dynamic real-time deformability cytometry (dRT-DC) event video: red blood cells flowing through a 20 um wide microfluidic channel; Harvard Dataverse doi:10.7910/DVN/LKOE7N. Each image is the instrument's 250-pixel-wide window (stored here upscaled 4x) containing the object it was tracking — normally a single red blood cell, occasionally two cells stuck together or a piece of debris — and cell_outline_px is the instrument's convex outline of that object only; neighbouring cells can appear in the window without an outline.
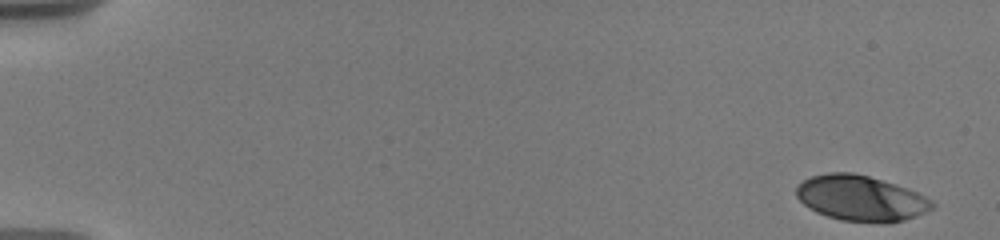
{"species": "human", "species_latin": "Homo sapiens", "temperature_condition": "warm", "stored_images_in_passage": 13, "camera_frame_rate_fps": 3000, "um_per_image_px": 0.085, "donor": {"sex": "male"}, "frame": {"image": 1, "passage_image": 1, "time_ms": 0.0, "image_size_px": [1000, 240], "cell_outline_px": [[936, 204], [932, 208], [916, 216], [904, 220], [888, 224], [880, 224], [840, 220], [816, 212], [808, 208], [796, 196], [796, 184], [812, 176], [828, 172], [852, 172], [868, 176], [896, 184], [908, 188], [932, 200]], "centroid_in_image_um": [73.16, 16.86], "position_along_channel_um": 11.8, "area_um2": 36.36}}
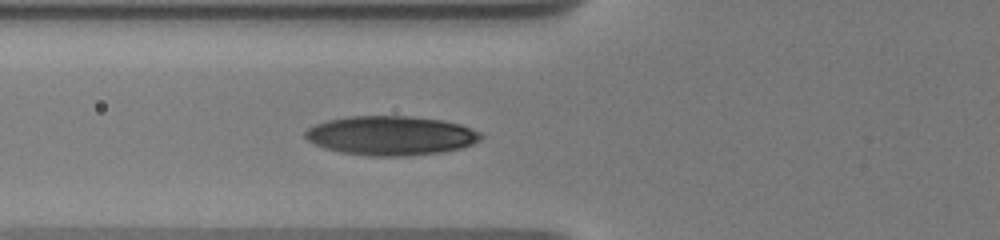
{"frame": {"image": 2, "passage_image": 10, "time_ms": 6.667, "image_size_px": [1000, 240], "cell_outline_px": [[484, 136], [480, 140], [472, 144], [460, 148], [444, 152], [404, 156], [372, 156], [340, 152], [324, 148], [308, 140], [304, 136], [304, 132], [308, 128], [316, 124], [328, 120], [348, 116], [412, 116], [444, 120], [460, 124], [480, 132]], "centroid_in_image_um": [33.24, 11.52], "position_along_channel_um": 92.6, "area_um2": 40.29}}
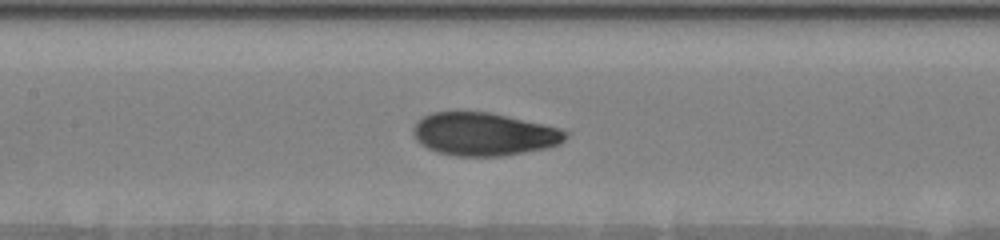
{"frame": {"image": 3, "passage_image": 13, "time_ms": 8.667, "image_size_px": [1000, 240], "cell_outline_px": [[568, 136], [560, 144], [544, 148], [504, 156], [456, 156], [440, 152], [428, 148], [420, 144], [416, 140], [412, 132], [412, 128], [424, 116], [432, 112], [492, 112], [544, 124], [560, 128], [568, 132]], "centroid_in_image_um": [41.14, 11.4], "position_along_channel_um": 166.3, "area_um2": 38.15}}